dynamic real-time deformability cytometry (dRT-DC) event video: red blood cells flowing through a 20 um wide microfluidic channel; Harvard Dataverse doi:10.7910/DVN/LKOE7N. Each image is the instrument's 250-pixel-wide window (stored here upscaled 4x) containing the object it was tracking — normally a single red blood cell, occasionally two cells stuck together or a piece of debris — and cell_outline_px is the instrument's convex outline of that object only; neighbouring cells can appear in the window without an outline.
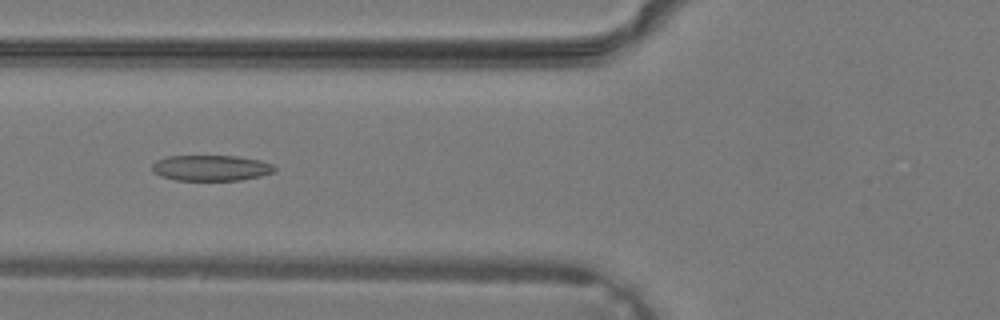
{"species": "common noctule bat (a hibernating species)", "species_latin": "Nyctalus noctula", "temperature_condition": "warm", "stored_images_in_passage": 37, "camera_frame_rate_fps": 3000, "um_per_image_px": 0.085, "animal": {"sex": "male", "body_mass_g": 19.2, "forearm_length_mm": 51.8}, "frame": {"image": 1, "passage_image": 14, "time_ms": 4.333, "image_size_px": [1000, 320], "cell_outline_px": [[276, 172], [260, 176], [240, 180], [176, 180], [160, 176], [152, 172], [152, 164], [156, 160], [168, 156], [236, 156], [260, 160], [272, 164], [276, 168]], "centroid_in_image_um": [17.93, 14.28], "position_along_channel_um": 107.9, "area_um2": 18.44}}
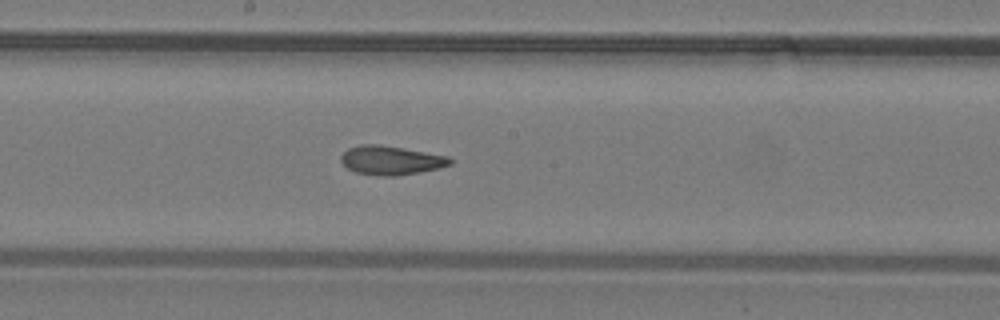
{"frame": {"image": 2, "passage_image": 20, "time_ms": 6.333, "image_size_px": [1000, 320], "cell_outline_px": [[452, 164], [420, 172], [396, 176], [380, 176], [356, 172], [348, 168], [340, 160], [340, 156], [348, 148], [360, 144], [380, 144], [404, 148], [448, 156], [452, 160]], "centroid_in_image_um": [33.21, 13.62], "position_along_channel_um": 215.0, "area_um2": 18.38}}
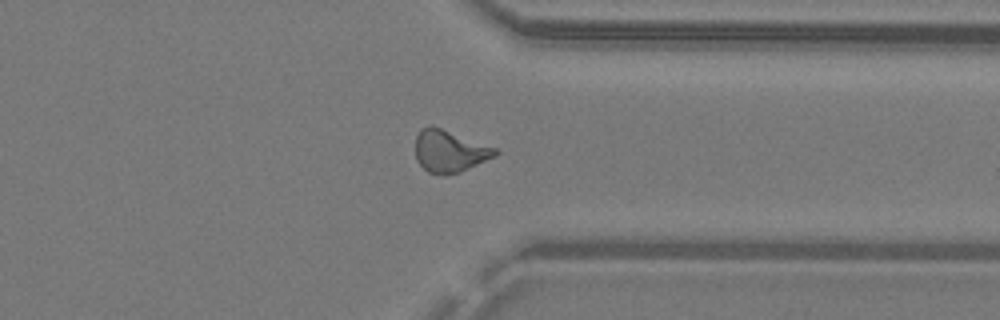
{"frame": {"image": 3, "passage_image": 29, "time_ms": 9.333, "image_size_px": [1000, 320], "cell_outline_px": [[500, 152], [496, 156], [460, 172], [444, 176], [428, 172], [416, 160], [416, 136], [420, 128], [432, 124], [496, 148]], "centroid_in_image_um": [38.2, 12.84], "position_along_channel_um": 373.2, "area_um2": 19.77}}